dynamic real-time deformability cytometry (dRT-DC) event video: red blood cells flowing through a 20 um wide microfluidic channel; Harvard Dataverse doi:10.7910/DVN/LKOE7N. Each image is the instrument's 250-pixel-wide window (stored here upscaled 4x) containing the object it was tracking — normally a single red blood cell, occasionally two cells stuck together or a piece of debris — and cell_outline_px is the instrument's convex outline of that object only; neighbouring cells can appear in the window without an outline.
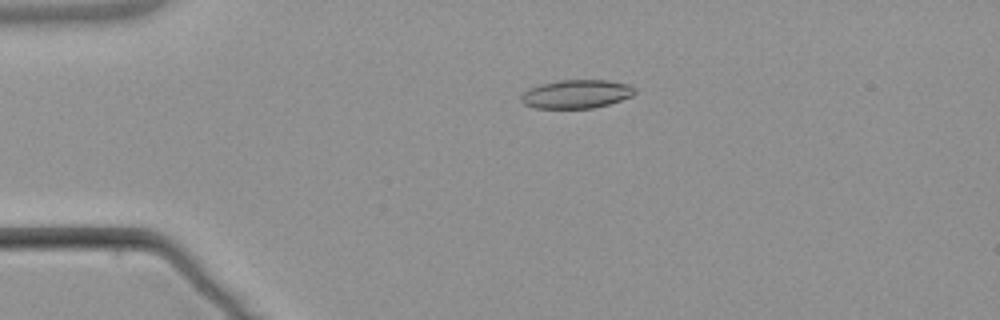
{"species": "common noctule bat (a hibernating species)", "species_latin": "Nyctalus noctula", "temperature_condition": "warm", "stored_images_in_passage": 5, "camera_frame_rate_fps": 3000, "um_per_image_px": 0.085, "animal": {"sex": "male", "body_mass_g": 21.5, "forearm_length_mm": 52.0}, "frame": {"image": 1, "passage_image": 4, "time_ms": 3.333, "image_size_px": [1000, 320], "cell_outline_px": [[636, 92], [632, 96], [608, 104], [592, 108], [536, 108], [524, 104], [520, 100], [520, 96], [524, 92], [540, 84], [560, 80], [608, 80], [628, 84], [636, 88]], "centroid_in_image_um": [49.01, 7.99], "position_along_channel_um": 36.0, "area_um2": 18.84}}